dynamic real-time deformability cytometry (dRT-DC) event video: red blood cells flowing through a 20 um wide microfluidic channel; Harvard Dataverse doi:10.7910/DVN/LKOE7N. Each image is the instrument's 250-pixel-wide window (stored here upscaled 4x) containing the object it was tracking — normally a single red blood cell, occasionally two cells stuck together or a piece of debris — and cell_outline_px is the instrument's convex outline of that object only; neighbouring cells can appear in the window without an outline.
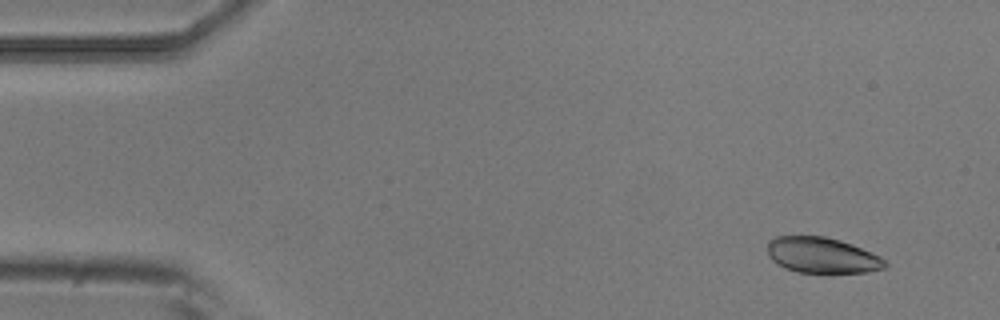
{"species": "common noctule bat (a hibernating species)", "species_latin": "Nyctalus noctula", "temperature_condition": "room temperature", "stored_images_in_passage": 4, "camera_frame_rate_fps": 3000, "um_per_image_px": 0.085, "animal": {"sex": "male", "body_mass_g": 20.5, "forearm_length_mm": 52.5}, "frame": {"image": 1, "passage_image": 1, "time_ms": 0.0, "image_size_px": [1000, 320], "cell_outline_px": [[888, 268], [864, 272], [824, 276], [796, 272], [784, 268], [776, 264], [768, 256], [768, 240], [776, 236], [824, 236], [840, 240], [852, 244], [872, 252], [880, 256], [888, 264]], "centroid_in_image_um": [69.89, 21.75], "position_along_channel_um": 15.1, "area_um2": 25.61}}
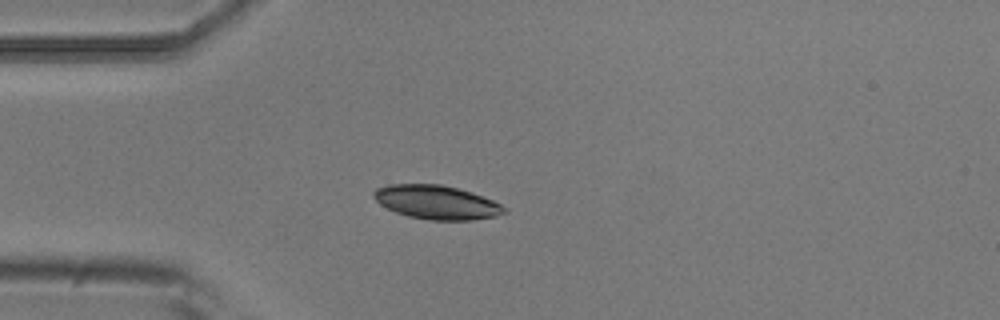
{"frame": {"image": 2, "passage_image": 4, "time_ms": 1.0, "image_size_px": [1000, 320], "cell_outline_px": [[508, 212], [496, 216], [472, 220], [428, 220], [408, 216], [396, 212], [380, 204], [372, 196], [372, 192], [376, 188], [388, 184], [440, 184], [472, 192], [492, 200], [500, 204]], "centroid_in_image_um": [37.09, 17.19], "position_along_channel_um": 47.9, "area_um2": 25.72}}